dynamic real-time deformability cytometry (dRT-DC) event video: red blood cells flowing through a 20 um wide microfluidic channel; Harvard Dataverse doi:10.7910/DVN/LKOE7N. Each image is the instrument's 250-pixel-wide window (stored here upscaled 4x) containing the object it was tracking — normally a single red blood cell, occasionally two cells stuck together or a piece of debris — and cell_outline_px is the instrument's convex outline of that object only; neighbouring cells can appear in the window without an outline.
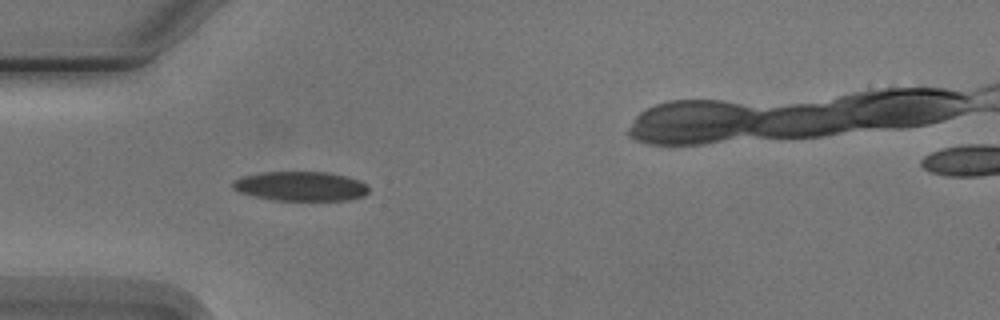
{"species": "Egyptian fruit bat (a non-hibernating species)", "species_latin": "Rousettus aegyptiacus", "temperature_condition": "cold", "stored_images_in_passage": 4, "camera_frame_rate_fps": 3000, "um_per_image_px": 0.085, "animal": {"sex": "male"}, "frame": {"image": 1, "passage_image": 3, "time_ms": 2.333, "image_size_px": [1000, 320], "cell_outline_px": [[368, 192], [364, 196], [352, 200], [272, 200], [240, 192], [232, 188], [232, 180], [240, 176], [264, 172], [328, 172], [344, 176], [356, 180], [364, 184], [368, 188]], "centroid_in_image_um": [25.52, 15.83], "position_along_channel_um": 59.5, "area_um2": 23.24}}